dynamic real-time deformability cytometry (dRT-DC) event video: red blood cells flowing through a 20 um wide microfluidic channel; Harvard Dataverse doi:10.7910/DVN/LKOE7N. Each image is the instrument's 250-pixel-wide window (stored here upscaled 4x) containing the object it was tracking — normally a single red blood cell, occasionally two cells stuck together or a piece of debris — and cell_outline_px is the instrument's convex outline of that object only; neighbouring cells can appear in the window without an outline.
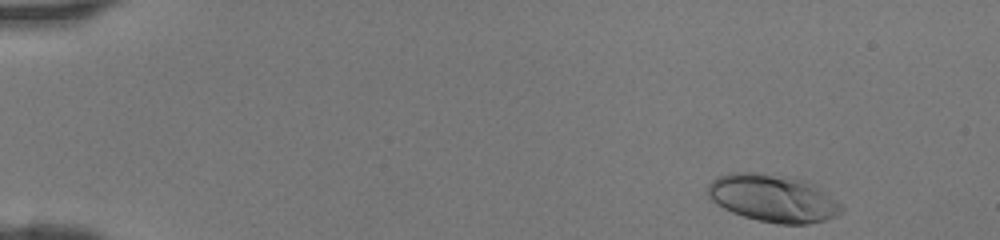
{"species": "human", "species_latin": "Homo sapiens", "temperature_condition": "room temperature", "stored_images_in_passage": 42, "camera_frame_rate_fps": 3000, "um_per_image_px": 0.085, "donor": {"sex": "female"}, "frame": {"image": 1, "passage_image": 1, "time_ms": 0.0, "image_size_px": [1000, 240], "cell_outline_px": [[844, 212], [836, 216], [824, 220], [808, 224], [776, 224], [756, 220], [732, 212], [716, 204], [708, 196], [708, 184], [716, 176], [728, 172], [756, 172], [792, 176], [808, 180], [820, 184], [844, 208]], "centroid_in_image_um": [65.75, 16.82], "position_along_channel_um": 19.2, "area_um2": 37.97}}
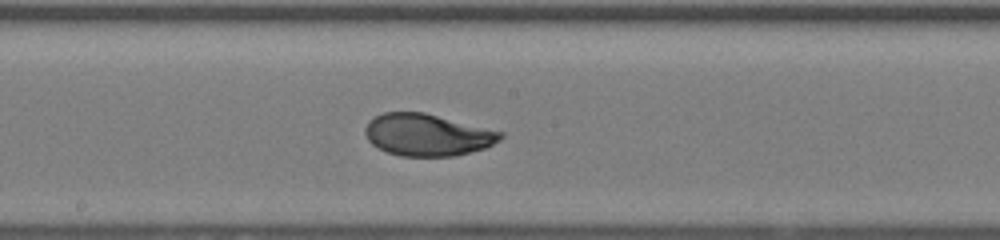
{"frame": {"image": 2, "passage_image": 22, "time_ms": 7.0, "image_size_px": [1000, 240], "cell_outline_px": [[504, 136], [500, 140], [484, 148], [452, 156], [400, 156], [376, 148], [368, 140], [364, 132], [364, 128], [368, 120], [384, 112], [424, 112], [504, 132]], "centroid_in_image_um": [36.29, 11.45], "position_along_channel_um": 211.9, "area_um2": 33.12}}
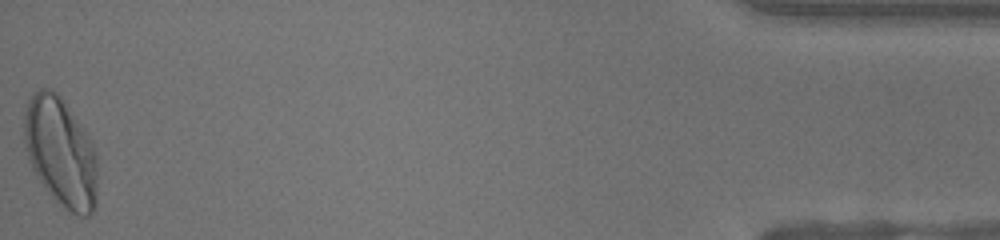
{"frame": {"image": 3, "passage_image": 42, "time_ms": 13.667, "image_size_px": [1000, 240], "cell_outline_px": [[96, 204], [92, 212], [88, 216], [80, 216], [72, 212], [60, 204], [44, 188], [36, 176], [28, 160], [24, 144], [24, 112], [28, 100], [40, 88], [52, 88], [64, 100], [92, 140], [96, 152]], "centroid_in_image_um": [5.15, 12.91], "position_along_channel_um": 430.1, "area_um2": 46.88}}